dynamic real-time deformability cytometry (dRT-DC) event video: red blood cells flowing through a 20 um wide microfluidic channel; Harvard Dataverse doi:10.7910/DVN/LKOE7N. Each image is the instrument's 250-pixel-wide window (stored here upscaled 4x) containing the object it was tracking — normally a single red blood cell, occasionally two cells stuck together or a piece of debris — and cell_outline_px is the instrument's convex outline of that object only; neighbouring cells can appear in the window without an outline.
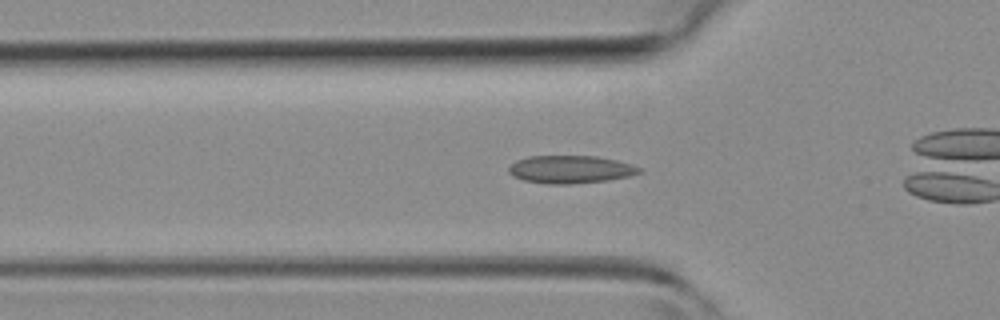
{"species": "common noctule bat (a hibernating species)", "species_latin": "Nyctalus noctula", "temperature_condition": "room temperature", "stored_images_in_passage": 30, "camera_frame_rate_fps": 3000, "um_per_image_px": 0.085, "animal": {"sex": "female", "body_mass_g": 19.3, "forearm_length_mm": 54.1}, "frame": {"image": 1, "passage_image": 6, "time_ms": 1.667, "image_size_px": [1000, 320], "cell_outline_px": [[640, 172], [628, 176], [608, 180], [572, 184], [548, 184], [524, 180], [512, 176], [508, 172], [508, 168], [516, 160], [528, 156], [596, 156], [616, 160], [632, 164], [640, 168]], "centroid_in_image_um": [48.45, 14.4], "position_along_channel_um": 77.3, "area_um2": 21.1}}
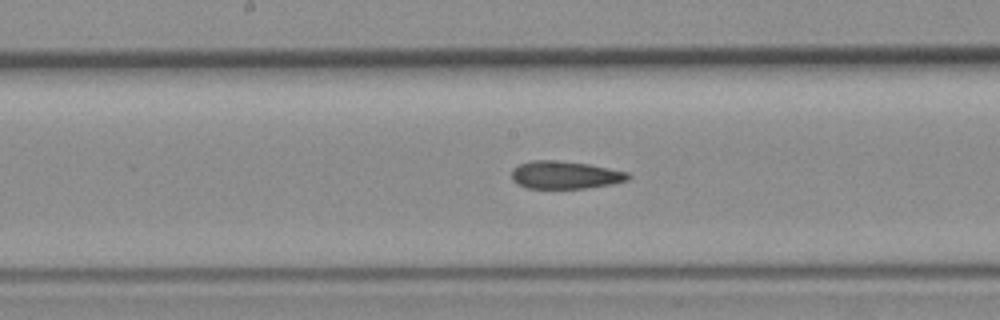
{"frame": {"image": 2, "passage_image": 14, "time_ms": 4.333, "image_size_px": [1000, 320], "cell_outline_px": [[632, 176], [628, 180], [612, 184], [588, 188], [524, 188], [516, 184], [512, 180], [512, 168], [520, 164], [532, 160], [556, 160], [588, 164], [628, 172]], "centroid_in_image_um": [48.02, 14.88], "position_along_channel_um": 200.2, "area_um2": 18.96}}
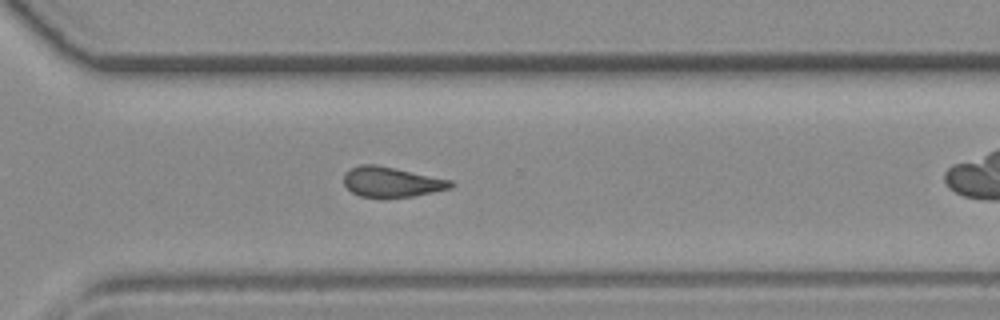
{"frame": {"image": 3, "passage_image": 23, "time_ms": 7.333, "image_size_px": [1000, 320], "cell_outline_px": [[456, 184], [452, 188], [412, 196], [360, 196], [352, 192], [344, 184], [344, 172], [348, 168], [360, 164], [376, 164], [396, 168], [452, 180]], "centroid_in_image_um": [33.28, 15.43], "position_along_channel_um": 337.3, "area_um2": 18.67}}